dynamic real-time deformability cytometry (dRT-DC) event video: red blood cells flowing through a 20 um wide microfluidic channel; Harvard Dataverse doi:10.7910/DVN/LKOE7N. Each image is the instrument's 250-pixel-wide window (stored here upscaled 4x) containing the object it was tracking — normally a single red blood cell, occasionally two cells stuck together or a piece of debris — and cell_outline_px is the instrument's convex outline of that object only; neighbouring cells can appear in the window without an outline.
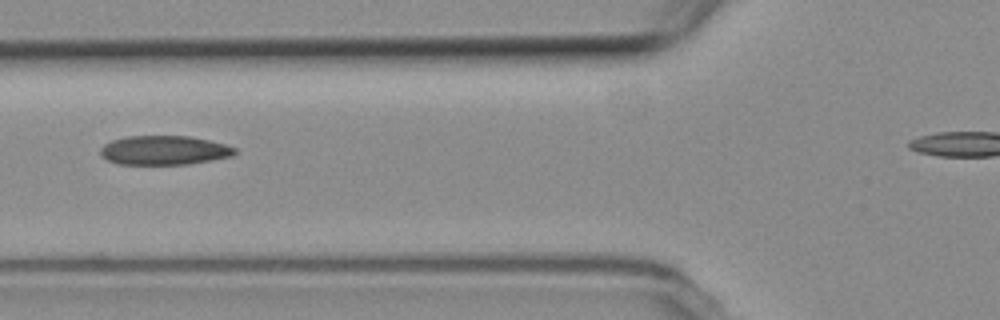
{"species": "common noctule bat (a hibernating species)", "species_latin": "Nyctalus noctula", "temperature_condition": "room temperature", "stored_images_in_passage": 11, "camera_frame_rate_fps": 3000, "um_per_image_px": 0.085, "animal": {"sex": "female", "body_mass_g": 19.3, "forearm_length_mm": 54.1}, "frame": {"image": 1, "passage_image": 3, "time_ms": 3.0, "image_size_px": [1000, 320], "cell_outline_px": [[236, 152], [232, 156], [212, 160], [188, 164], [116, 164], [100, 156], [100, 148], [104, 144], [112, 140], [124, 136], [192, 136], [224, 144], [236, 148]], "centroid_in_image_um": [13.92, 12.77], "position_along_channel_um": 111.9, "area_um2": 22.95}}
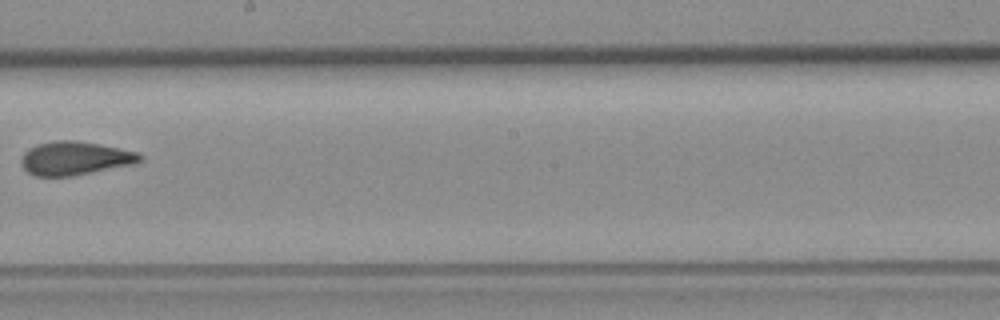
{"frame": {"image": 2, "passage_image": 6, "time_ms": 6.667, "image_size_px": [1000, 320], "cell_outline_px": [[144, 160], [136, 164], [72, 176], [36, 176], [28, 172], [20, 164], [20, 160], [24, 152], [28, 148], [36, 144], [52, 140], [72, 140], [100, 144], [120, 148], [136, 152], [144, 156]], "centroid_in_image_um": [6.38, 13.45], "position_along_channel_um": 241.8, "area_um2": 23.52}}
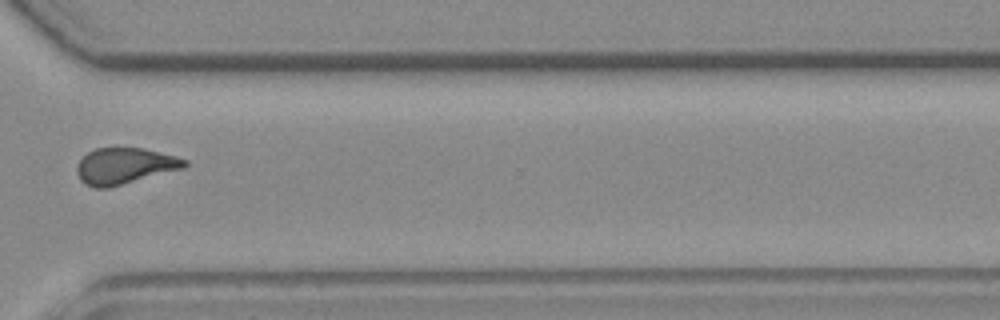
{"frame": {"image": 3, "passage_image": 9, "time_ms": 10.0, "image_size_px": [1000, 320], "cell_outline_px": [[188, 164], [184, 168], [108, 188], [92, 188], [80, 180], [76, 172], [76, 164], [88, 152], [96, 148], [144, 148], [176, 156], [188, 160]], "centroid_in_image_um": [10.58, 14.11], "position_along_channel_um": 360.0, "area_um2": 22.77}, "authors_computed_cell_mechanics": {"area_um2": 22.7732, "velocity_mm_per_s": 3.5551, "shape_relaxation_time_tau1_ms": null, "shape_relaxation_time_tau2_ms": 2.6806, "deformation_change_tau1": null, "deformation_change_tau2": 0.0917}}